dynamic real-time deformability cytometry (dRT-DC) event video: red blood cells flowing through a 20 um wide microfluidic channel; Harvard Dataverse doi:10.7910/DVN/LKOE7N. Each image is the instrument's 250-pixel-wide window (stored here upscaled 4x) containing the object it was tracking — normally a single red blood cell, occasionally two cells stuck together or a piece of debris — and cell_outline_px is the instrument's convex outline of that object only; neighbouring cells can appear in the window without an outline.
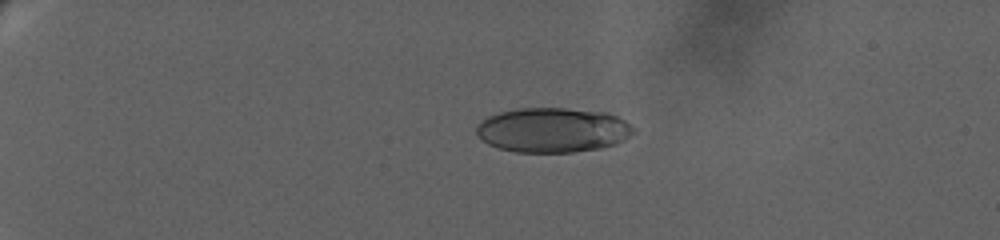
{"species": "human", "species_latin": "Homo sapiens", "temperature_condition": "warm", "stored_images_in_passage": 15, "camera_frame_rate_fps": 3000, "um_per_image_px": 0.085, "donor": {"sex": "female"}, "frame": {"image": 1, "passage_image": 6, "time_ms": 5.333, "image_size_px": [1000, 240], "cell_outline_px": [[636, 132], [624, 140], [616, 144], [600, 148], [572, 152], [516, 152], [500, 148], [488, 144], [476, 132], [476, 124], [480, 120], [488, 116], [500, 112], [520, 108], [564, 108], [608, 112], [624, 120], [636, 128]], "centroid_in_image_um": [47.01, 11.04], "position_along_channel_um": 38.0, "area_um2": 41.1}}
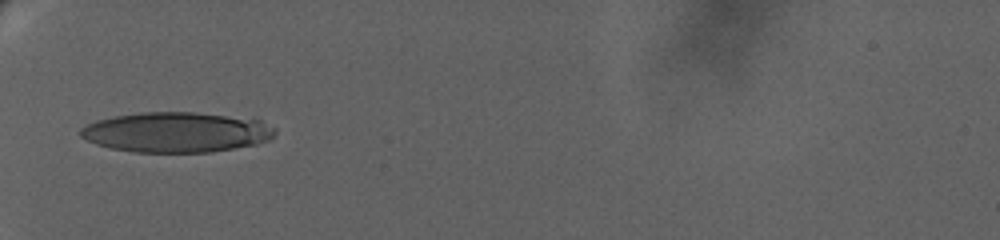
{"frame": {"image": 2, "passage_image": 9, "time_ms": 9.0, "image_size_px": [1000, 240], "cell_outline_px": [[276, 132], [268, 140], [256, 144], [212, 152], [136, 152], [112, 148], [96, 144], [80, 136], [80, 128], [96, 120], [116, 116], [140, 112], [196, 112], [260, 120], [276, 128]], "centroid_in_image_um": [14.99, 11.24], "position_along_channel_um": 70.0, "area_um2": 45.32}}
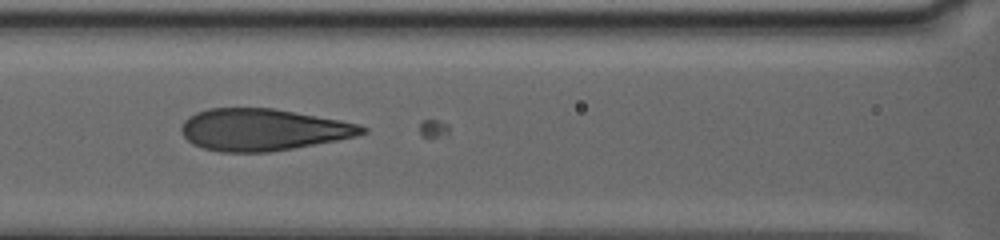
{"frame": {"image": 3, "passage_image": 12, "time_ms": 11.667, "image_size_px": [1000, 240], "cell_outline_px": [[368, 132], [356, 136], [336, 140], [292, 148], [268, 152], [220, 152], [204, 148], [192, 144], [180, 132], [180, 128], [184, 120], [188, 116], [196, 112], [208, 108], [272, 108], [340, 120], [360, 124], [368, 128]], "centroid_in_image_um": [22.32, 11.02], "position_along_channel_um": 144.3, "area_um2": 44.04}}